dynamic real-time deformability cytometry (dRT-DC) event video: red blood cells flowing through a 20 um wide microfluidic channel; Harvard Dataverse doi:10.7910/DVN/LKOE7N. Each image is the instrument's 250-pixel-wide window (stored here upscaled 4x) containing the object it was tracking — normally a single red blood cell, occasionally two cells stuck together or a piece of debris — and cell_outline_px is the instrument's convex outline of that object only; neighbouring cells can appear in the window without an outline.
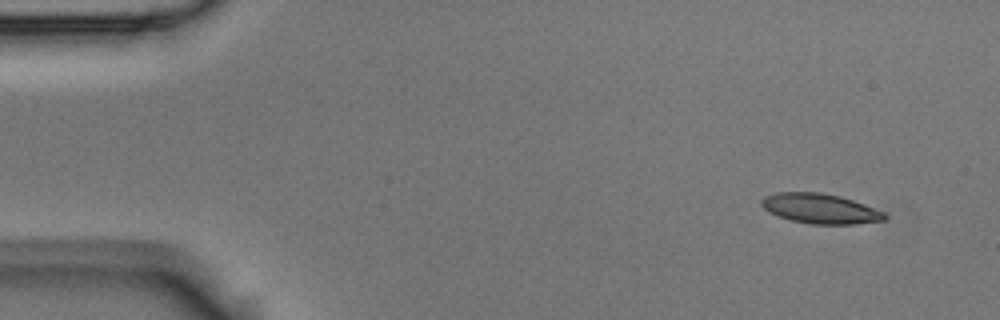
{"species": "Egyptian fruit bat (a non-hibernating species)", "species_latin": "Rousettus aegyptiacus", "temperature_condition": "room temperature", "stored_images_in_passage": 4, "camera_frame_rate_fps": 3000, "um_per_image_px": 0.085, "animal": {"sex": "male"}, "frame": {"image": 1, "passage_image": 1, "time_ms": 0.0, "image_size_px": [1000, 320], "cell_outline_px": [[888, 220], [856, 224], [812, 224], [792, 220], [768, 212], [760, 204], [760, 200], [764, 196], [776, 192], [820, 192], [840, 196], [864, 204], [884, 212], [888, 216]], "centroid_in_image_um": [69.73, 17.73], "position_along_channel_um": 15.3, "area_um2": 21.56}}
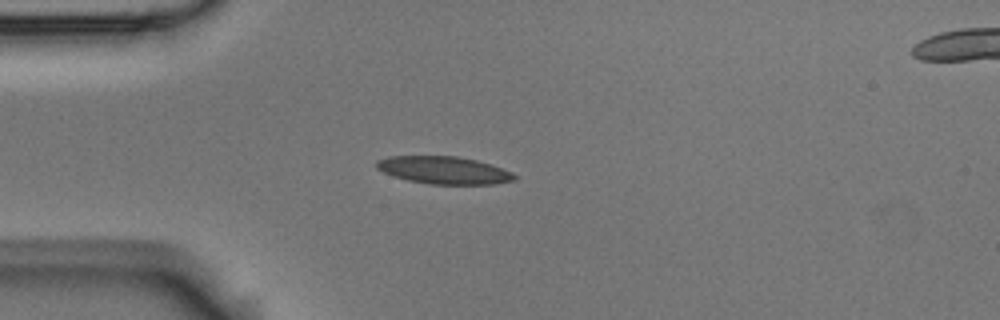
{"frame": {"image": 2, "passage_image": 4, "time_ms": 1.0, "image_size_px": [1000, 320], "cell_outline_px": [[516, 180], [492, 184], [428, 184], [408, 180], [392, 176], [376, 168], [376, 160], [388, 156], [456, 156], [476, 160], [492, 164], [512, 172], [516, 176]], "centroid_in_image_um": [37.72, 14.46], "position_along_channel_um": 47.3, "area_um2": 22.2}}